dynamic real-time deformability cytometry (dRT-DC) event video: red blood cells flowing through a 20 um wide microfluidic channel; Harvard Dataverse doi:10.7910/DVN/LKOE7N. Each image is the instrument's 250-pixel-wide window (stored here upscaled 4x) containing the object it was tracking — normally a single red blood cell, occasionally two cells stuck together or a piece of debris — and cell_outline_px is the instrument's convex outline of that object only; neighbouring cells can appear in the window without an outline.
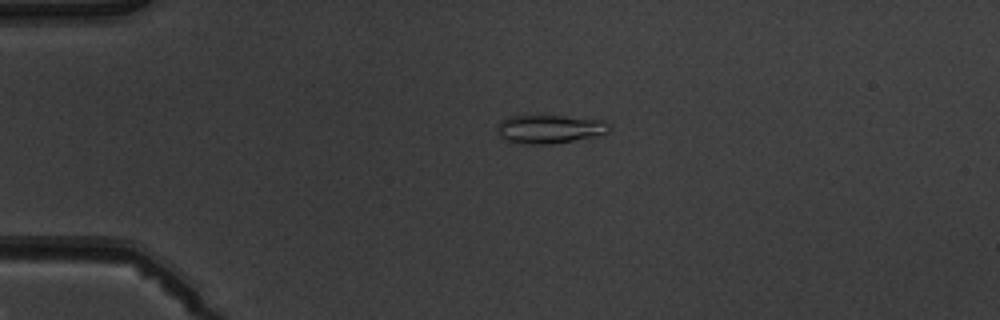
{"species": "common noctule bat (a hibernating species)", "species_latin": "Nyctalus noctula", "temperature_condition": "warm", "stored_images_in_passage": 3, "camera_frame_rate_fps": 3000, "um_per_image_px": 0.085, "animal": {"sex": "male", "body_mass_g": 19.5, "forearm_length_mm": 54.6}, "frame": {"image": 1, "passage_image": 2, "time_ms": 1.333, "image_size_px": [1000, 320], "cell_outline_px": [[612, 128], [604, 136], [552, 144], [524, 144], [504, 140], [496, 132], [496, 124], [500, 120], [508, 116], [540, 112], [544, 112], [604, 120], [612, 124]], "centroid_in_image_um": [46.75, 10.91], "position_along_channel_um": 38.3, "area_um2": 20.46}}